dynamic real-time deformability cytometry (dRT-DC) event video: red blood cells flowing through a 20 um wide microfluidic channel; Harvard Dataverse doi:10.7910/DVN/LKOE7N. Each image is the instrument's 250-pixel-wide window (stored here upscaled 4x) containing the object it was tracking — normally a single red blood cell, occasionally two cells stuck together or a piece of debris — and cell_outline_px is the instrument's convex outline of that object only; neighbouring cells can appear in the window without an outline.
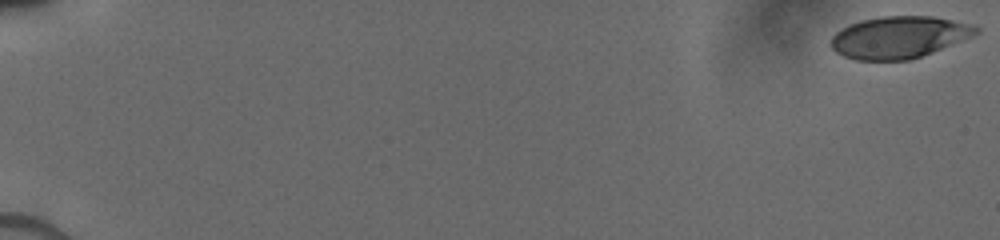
{"species": "human", "species_latin": "Homo sapiens", "temperature_condition": "cold", "stored_images_in_passage": 53, "camera_frame_rate_fps": 3000, "um_per_image_px": 0.085, "donor": {"sex": "male"}, "frame": {"image": 1, "passage_image": 1, "time_ms": 0.0, "image_size_px": [1000, 240], "cell_outline_px": [[980, 32], [972, 36], [920, 56], [908, 60], [856, 60], [844, 56], [836, 52], [828, 44], [832, 36], [836, 32], [860, 20], [884, 16], [932, 16], [952, 20], [968, 24], [980, 28]], "centroid_in_image_um": [76.37, 3.16], "position_along_channel_um": 8.6, "area_um2": 35.03}}
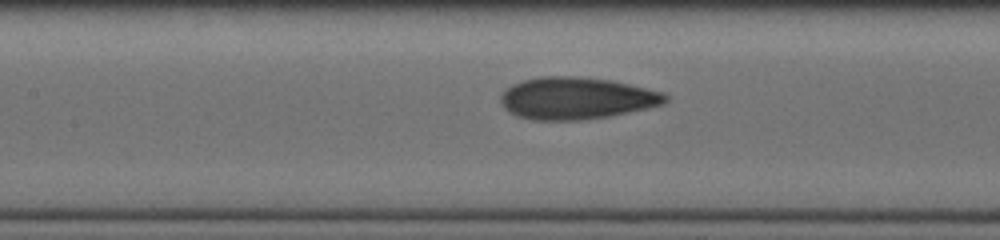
{"frame": {"image": 2, "passage_image": 27, "time_ms": 8.667, "image_size_px": [1000, 240], "cell_outline_px": [[668, 100], [664, 104], [648, 108], [608, 116], [576, 120], [532, 120], [520, 116], [504, 108], [500, 100], [500, 96], [512, 84], [524, 80], [540, 76], [576, 76], [612, 80], [664, 92], [668, 96]], "centroid_in_image_um": [49.03, 8.34], "position_along_channel_um": 158.4, "area_um2": 40.17}}
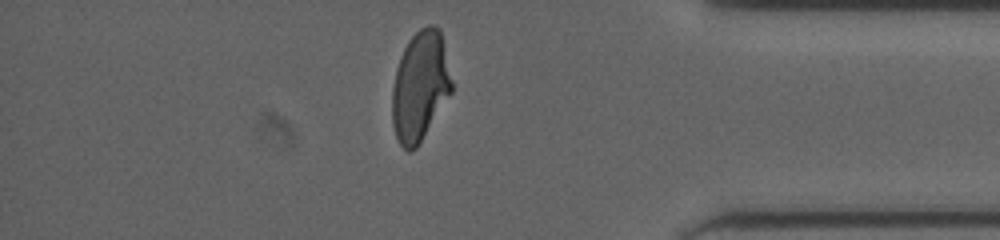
{"frame": {"image": 3, "passage_image": 46, "time_ms": 15.0, "image_size_px": [1000, 240], "cell_outline_px": [[452, 92], [416, 148], [412, 152], [408, 152], [400, 144], [396, 136], [392, 124], [392, 88], [396, 68], [400, 56], [408, 40], [420, 28], [428, 24], [432, 24], [440, 28], [452, 80]], "centroid_in_image_um": [35.7, 7.31], "position_along_channel_um": 399.5, "area_um2": 38.15}}